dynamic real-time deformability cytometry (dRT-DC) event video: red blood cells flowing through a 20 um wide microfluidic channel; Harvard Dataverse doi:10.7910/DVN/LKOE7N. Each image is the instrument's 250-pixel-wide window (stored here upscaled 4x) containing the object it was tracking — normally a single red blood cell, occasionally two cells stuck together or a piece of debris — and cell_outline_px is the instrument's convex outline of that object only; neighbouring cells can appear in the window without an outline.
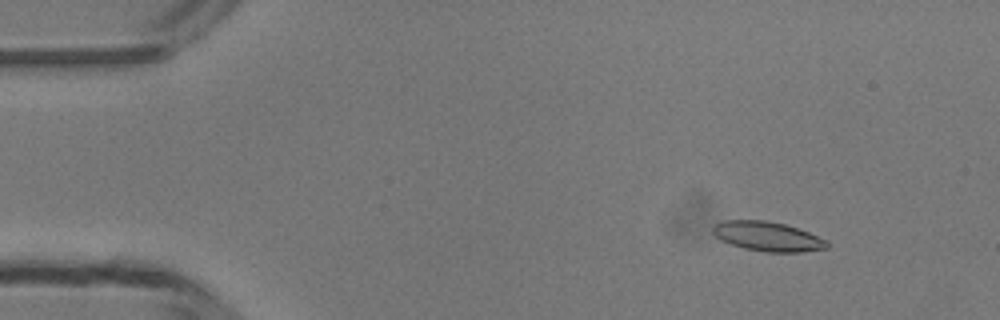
{"species": "common noctule bat (a hibernating species)", "species_latin": "Nyctalus noctula", "temperature_condition": "room temperature", "stored_images_in_passage": 50, "camera_frame_rate_fps": 3000, "um_per_image_px": 0.085, "animal": {"sex": "male", "body_mass_g": 13.3}, "frame": {"image": 1, "passage_image": 6, "time_ms": 1.667, "image_size_px": [1000, 320], "cell_outline_px": [[828, 248], [800, 252], [768, 252], [744, 248], [720, 240], [712, 232], [712, 228], [716, 224], [724, 220], [764, 220], [784, 224], [808, 232], [828, 240]], "centroid_in_image_um": [65.25, 20.09], "position_along_channel_um": 19.8, "area_um2": 19.48}}
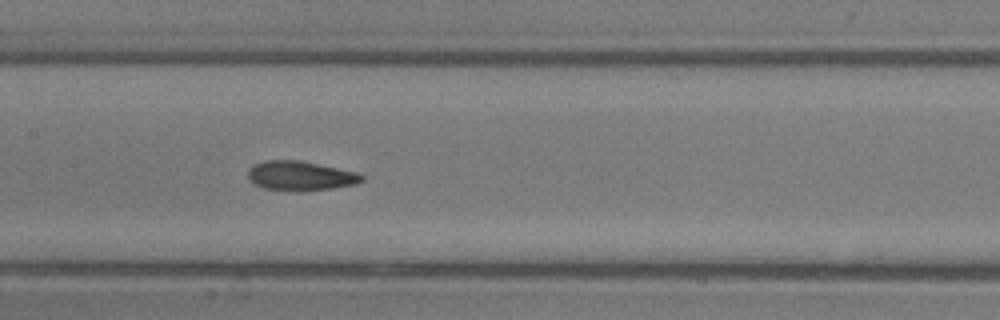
{"frame": {"image": 2, "passage_image": 24, "time_ms": 7.667, "image_size_px": [1000, 320], "cell_outline_px": [[364, 180], [356, 184], [332, 188], [300, 192], [296, 192], [264, 188], [252, 184], [248, 180], [248, 168], [252, 164], [264, 160], [300, 160], [356, 172], [364, 176]], "centroid_in_image_um": [25.48, 14.95], "position_along_channel_um": 181.9, "area_um2": 19.88}}
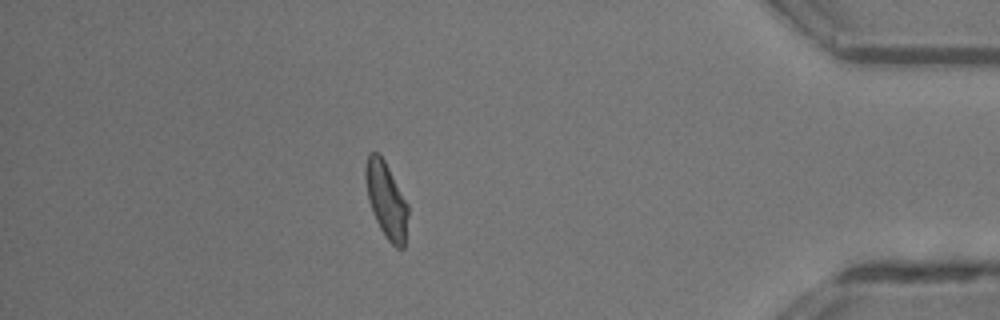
{"frame": {"image": 3, "passage_image": 43, "time_ms": 14.0, "image_size_px": [1000, 320], "cell_outline_px": [[408, 216], [404, 248], [396, 248], [388, 240], [380, 228], [376, 220], [368, 200], [364, 176], [364, 168], [368, 152], [376, 152], [384, 160], [408, 204]], "centroid_in_image_um": [32.82, 17.0], "position_along_channel_um": 402.4, "area_um2": 18.73}, "authors_computed_cell_mechanics": {"area_um2": 19.363, "velocity_mm_per_s": 4.2067, "shape_relaxation_time_tau1_ms": 5.0056, "shape_relaxation_time_tau2_ms": 1.6557, "deformation_change_tau1": 0.1442, "deformation_change_tau2": 0.0731}}